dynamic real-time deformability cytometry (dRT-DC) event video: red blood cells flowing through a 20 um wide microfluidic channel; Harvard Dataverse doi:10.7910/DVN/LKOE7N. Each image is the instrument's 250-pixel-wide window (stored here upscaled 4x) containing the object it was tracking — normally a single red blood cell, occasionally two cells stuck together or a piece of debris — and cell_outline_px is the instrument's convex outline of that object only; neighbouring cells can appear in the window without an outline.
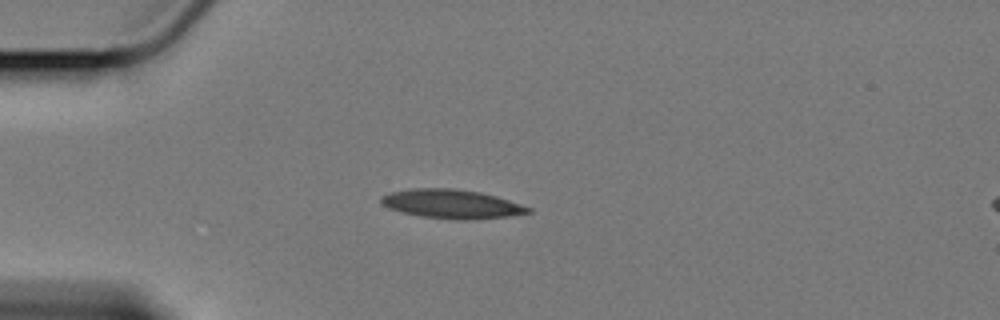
{"species": "Egyptian fruit bat (a non-hibernating species)", "species_latin": "Rousettus aegyptiacus", "temperature_condition": "cold", "stored_images_in_passage": 44, "camera_frame_rate_fps": 3000, "um_per_image_px": 0.085, "animal": {"sex": "female"}, "frame": {"image": 1, "passage_image": 1, "time_ms": 0.0, "image_size_px": [1000, 320], "cell_outline_px": [[532, 212], [508, 216], [464, 220], [456, 220], [424, 216], [400, 212], [388, 208], [380, 200], [380, 196], [392, 192], [416, 188], [452, 188], [480, 192], [496, 196], [532, 208]], "centroid_in_image_um": [38.39, 17.33], "position_along_channel_um": 46.6, "area_um2": 24.57}}
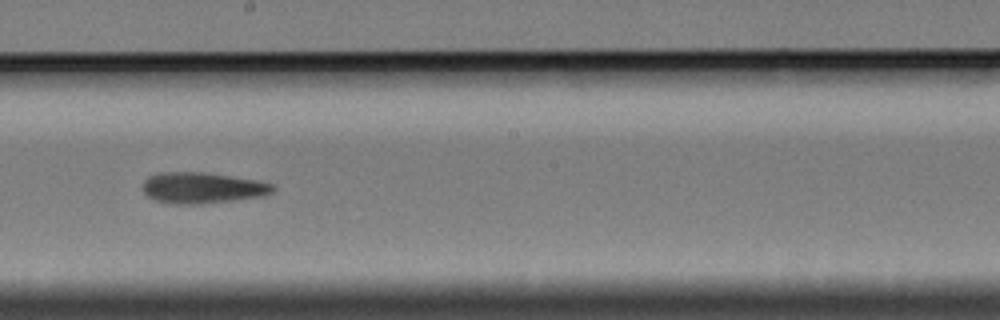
{"frame": {"image": 2, "passage_image": 19, "time_ms": 6.0, "image_size_px": [1000, 320], "cell_outline_px": [[276, 188], [272, 192], [260, 196], [236, 200], [200, 204], [168, 204], [156, 200], [148, 196], [144, 192], [144, 180], [148, 176], [160, 172], [200, 172], [228, 176], [252, 180], [272, 184]], "centroid_in_image_um": [17.15, 15.98], "position_along_channel_um": 231.1, "area_um2": 23.24}}
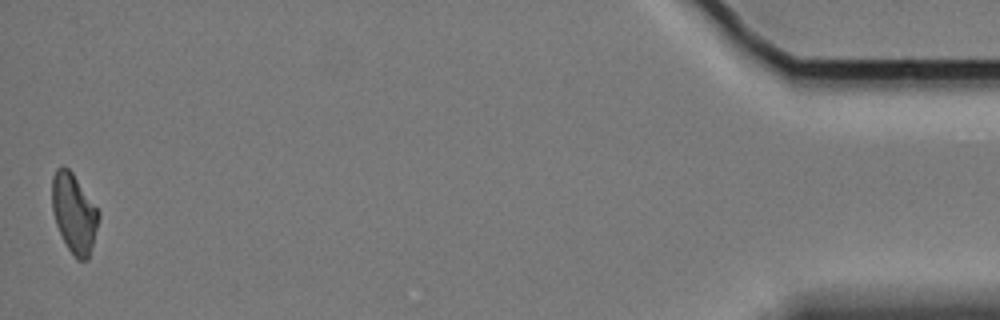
{"frame": {"image": 3, "passage_image": 44, "time_ms": 14.333, "image_size_px": [1000, 320], "cell_outline_px": [[100, 216], [88, 260], [76, 260], [68, 248], [56, 224], [52, 212], [52, 176], [56, 168], [60, 164], [64, 164], [72, 172], [100, 212]], "centroid_in_image_um": [6.28, 18.09], "position_along_channel_um": 428.9, "area_um2": 21.56}, "authors_computed_cell_mechanics": {"area_um2": 22.9755, "velocity_mm_per_s": 3.3943, "shape_relaxation_time_tau1_ms": null, "shape_relaxation_time_tau2_ms": 8.492, "deformation_change_tau1": null, "deformation_change_tau2": 0.1921}}